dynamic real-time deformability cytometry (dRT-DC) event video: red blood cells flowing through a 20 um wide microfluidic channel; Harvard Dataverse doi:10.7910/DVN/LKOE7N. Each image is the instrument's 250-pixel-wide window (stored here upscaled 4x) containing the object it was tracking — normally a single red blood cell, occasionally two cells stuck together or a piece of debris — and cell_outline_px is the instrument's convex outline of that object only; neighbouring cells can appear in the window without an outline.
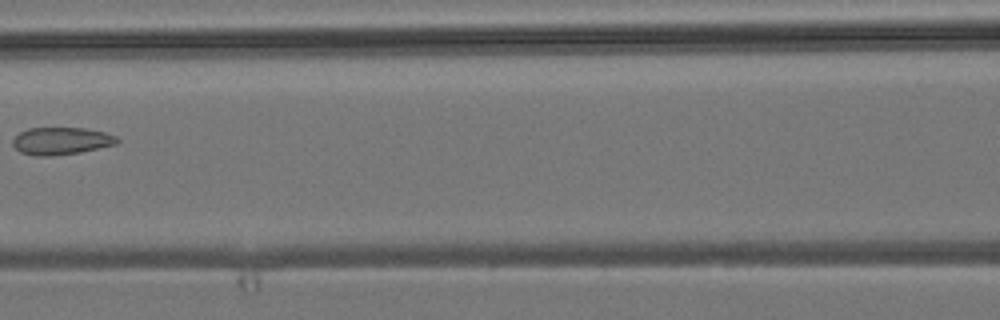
{"species": "common noctule bat (a hibernating species)", "species_latin": "Nyctalus noctula", "temperature_condition": "room temperature", "stored_images_in_passage": 4, "camera_frame_rate_fps": 3000, "um_per_image_px": 0.085, "animal": {"sex": "male", "body_mass_g": 19.2, "forearm_length_mm": 51.8}, "frame": {"image": 1, "passage_image": 4, "time_ms": 3.667, "image_size_px": [1000, 320], "cell_outline_px": [[120, 140], [116, 144], [80, 152], [52, 156], [36, 156], [20, 152], [12, 144], [12, 140], [20, 132], [28, 128], [84, 128], [104, 132], [116, 136]], "centroid_in_image_um": [5.19, 11.98], "position_along_channel_um": 161.4, "area_um2": 16.59}}